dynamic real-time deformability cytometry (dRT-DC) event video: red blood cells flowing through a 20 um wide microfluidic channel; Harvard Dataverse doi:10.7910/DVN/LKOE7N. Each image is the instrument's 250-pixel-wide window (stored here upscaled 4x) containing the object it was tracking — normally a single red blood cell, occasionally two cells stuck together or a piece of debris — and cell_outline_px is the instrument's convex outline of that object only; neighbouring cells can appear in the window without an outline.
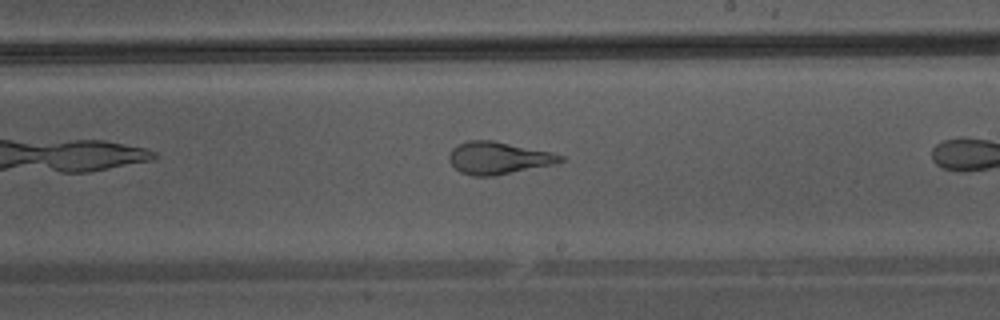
{"species": "Egyptian fruit bat (a non-hibernating species)", "species_latin": "Rousettus aegyptiacus", "temperature_condition": "warm", "stored_images_in_passage": 22, "camera_frame_rate_fps": 3000, "um_per_image_px": 0.085, "animal": {"sex": "male"}, "frame": {"image": 1, "passage_image": 16, "time_ms": 5.0, "image_size_px": [1000, 320], "cell_outline_px": [[564, 160], [556, 164], [492, 176], [472, 176], [460, 172], [448, 160], [448, 156], [452, 148], [456, 144], [468, 140], [492, 140], [552, 152], [564, 156]], "centroid_in_image_um": [42.35, 13.42], "position_along_channel_um": 246.7, "area_um2": 21.04}}